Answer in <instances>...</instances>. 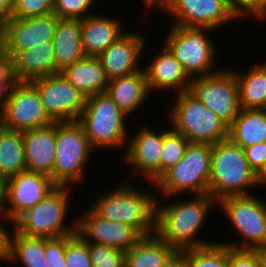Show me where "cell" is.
Segmentation results:
<instances>
[{"label": "cell", "instance_id": "6da1fadb", "mask_svg": "<svg viewBox=\"0 0 266 267\" xmlns=\"http://www.w3.org/2000/svg\"><path fill=\"white\" fill-rule=\"evenodd\" d=\"M176 197L179 196L160 198L157 195L155 234L176 252L214 243L202 239L199 234L205 228L203 226L206 224V219H209V214L218 207V202L209 194L193 195V197L191 195L187 200L186 197L175 200Z\"/></svg>", "mask_w": 266, "mask_h": 267}, {"label": "cell", "instance_id": "7a4b0ae2", "mask_svg": "<svg viewBox=\"0 0 266 267\" xmlns=\"http://www.w3.org/2000/svg\"><path fill=\"white\" fill-rule=\"evenodd\" d=\"M131 176L115 188L102 191L89 207L102 219L133 227L142 237L154 235L157 193L133 186Z\"/></svg>", "mask_w": 266, "mask_h": 267}, {"label": "cell", "instance_id": "3957f363", "mask_svg": "<svg viewBox=\"0 0 266 267\" xmlns=\"http://www.w3.org/2000/svg\"><path fill=\"white\" fill-rule=\"evenodd\" d=\"M257 190L255 171L242 147L229 139L212 145L208 194L217 202L227 196L250 195Z\"/></svg>", "mask_w": 266, "mask_h": 267}, {"label": "cell", "instance_id": "277c9868", "mask_svg": "<svg viewBox=\"0 0 266 267\" xmlns=\"http://www.w3.org/2000/svg\"><path fill=\"white\" fill-rule=\"evenodd\" d=\"M211 162L212 145L190 142L184 156L151 186L161 197L208 194Z\"/></svg>", "mask_w": 266, "mask_h": 267}, {"label": "cell", "instance_id": "5b68a950", "mask_svg": "<svg viewBox=\"0 0 266 267\" xmlns=\"http://www.w3.org/2000/svg\"><path fill=\"white\" fill-rule=\"evenodd\" d=\"M127 116L107 93L86 98L85 108L78 122L83 126L90 145L95 150H123L128 144ZM97 148V149H96Z\"/></svg>", "mask_w": 266, "mask_h": 267}, {"label": "cell", "instance_id": "8992f818", "mask_svg": "<svg viewBox=\"0 0 266 267\" xmlns=\"http://www.w3.org/2000/svg\"><path fill=\"white\" fill-rule=\"evenodd\" d=\"M73 188L75 187L57 186L43 200L21 214L12 223V227L29 237L55 238L75 234L76 218L67 222Z\"/></svg>", "mask_w": 266, "mask_h": 267}, {"label": "cell", "instance_id": "52a82bcc", "mask_svg": "<svg viewBox=\"0 0 266 267\" xmlns=\"http://www.w3.org/2000/svg\"><path fill=\"white\" fill-rule=\"evenodd\" d=\"M174 97L167 119L176 132L191 143L214 145L228 139L229 126L193 94L185 91Z\"/></svg>", "mask_w": 266, "mask_h": 267}, {"label": "cell", "instance_id": "ba28073f", "mask_svg": "<svg viewBox=\"0 0 266 267\" xmlns=\"http://www.w3.org/2000/svg\"><path fill=\"white\" fill-rule=\"evenodd\" d=\"M169 27L168 35H165L162 44L182 64L184 71L190 78L211 75L221 69V67L218 68L219 64L215 68L216 63H218L216 62L218 61L217 57L220 54L217 44L209 35L215 30L177 25H170Z\"/></svg>", "mask_w": 266, "mask_h": 267}, {"label": "cell", "instance_id": "9c48e42d", "mask_svg": "<svg viewBox=\"0 0 266 267\" xmlns=\"http://www.w3.org/2000/svg\"><path fill=\"white\" fill-rule=\"evenodd\" d=\"M94 151L78 121L56 122V157L52 181L57 186L80 185Z\"/></svg>", "mask_w": 266, "mask_h": 267}, {"label": "cell", "instance_id": "30bf717a", "mask_svg": "<svg viewBox=\"0 0 266 267\" xmlns=\"http://www.w3.org/2000/svg\"><path fill=\"white\" fill-rule=\"evenodd\" d=\"M256 195V196H255ZM227 196L218 201L220 213H224L234 232L242 241L224 244L237 249L258 250L266 246V203L257 194ZM223 211V212H222ZM233 241V242H232ZM240 242V243H239Z\"/></svg>", "mask_w": 266, "mask_h": 267}, {"label": "cell", "instance_id": "8fae6325", "mask_svg": "<svg viewBox=\"0 0 266 267\" xmlns=\"http://www.w3.org/2000/svg\"><path fill=\"white\" fill-rule=\"evenodd\" d=\"M189 92L228 126L242 109L238 81L229 68L222 67L214 74L191 78Z\"/></svg>", "mask_w": 266, "mask_h": 267}, {"label": "cell", "instance_id": "7c38bea8", "mask_svg": "<svg viewBox=\"0 0 266 267\" xmlns=\"http://www.w3.org/2000/svg\"><path fill=\"white\" fill-rule=\"evenodd\" d=\"M52 123L44 110L37 88L31 82H16L0 112V126L23 132Z\"/></svg>", "mask_w": 266, "mask_h": 267}, {"label": "cell", "instance_id": "4fadbf2b", "mask_svg": "<svg viewBox=\"0 0 266 267\" xmlns=\"http://www.w3.org/2000/svg\"><path fill=\"white\" fill-rule=\"evenodd\" d=\"M44 110L53 122L78 121L85 108L86 96L61 73L35 79Z\"/></svg>", "mask_w": 266, "mask_h": 267}, {"label": "cell", "instance_id": "5bb4252c", "mask_svg": "<svg viewBox=\"0 0 266 267\" xmlns=\"http://www.w3.org/2000/svg\"><path fill=\"white\" fill-rule=\"evenodd\" d=\"M142 126L139 131L129 135L121 162L130 166L128 169L136 170L146 179L145 183L148 181L147 184L150 185L161 177V147L164 134L171 128V124L159 131L146 124Z\"/></svg>", "mask_w": 266, "mask_h": 267}, {"label": "cell", "instance_id": "9a60e30c", "mask_svg": "<svg viewBox=\"0 0 266 267\" xmlns=\"http://www.w3.org/2000/svg\"><path fill=\"white\" fill-rule=\"evenodd\" d=\"M162 12L171 18L170 25L188 28L218 30L237 19L225 0H171Z\"/></svg>", "mask_w": 266, "mask_h": 267}, {"label": "cell", "instance_id": "2e32d148", "mask_svg": "<svg viewBox=\"0 0 266 267\" xmlns=\"http://www.w3.org/2000/svg\"><path fill=\"white\" fill-rule=\"evenodd\" d=\"M58 20L53 13L31 18H9L3 24L4 56L8 62L19 52L53 41Z\"/></svg>", "mask_w": 266, "mask_h": 267}, {"label": "cell", "instance_id": "e0dca14e", "mask_svg": "<svg viewBox=\"0 0 266 267\" xmlns=\"http://www.w3.org/2000/svg\"><path fill=\"white\" fill-rule=\"evenodd\" d=\"M86 209L76 218V233L85 242L106 245L126 252L142 238L133 227L102 219L90 207Z\"/></svg>", "mask_w": 266, "mask_h": 267}, {"label": "cell", "instance_id": "ac0fdd59", "mask_svg": "<svg viewBox=\"0 0 266 267\" xmlns=\"http://www.w3.org/2000/svg\"><path fill=\"white\" fill-rule=\"evenodd\" d=\"M140 33L127 29L98 56L108 80L143 70L142 55L145 54V50L148 51L146 44H148L149 38L146 39L147 37Z\"/></svg>", "mask_w": 266, "mask_h": 267}, {"label": "cell", "instance_id": "d6986e66", "mask_svg": "<svg viewBox=\"0 0 266 267\" xmlns=\"http://www.w3.org/2000/svg\"><path fill=\"white\" fill-rule=\"evenodd\" d=\"M56 187L52 178L28 170L8 178L6 216L13 223L21 214L34 207Z\"/></svg>", "mask_w": 266, "mask_h": 267}, {"label": "cell", "instance_id": "ffe728a7", "mask_svg": "<svg viewBox=\"0 0 266 267\" xmlns=\"http://www.w3.org/2000/svg\"><path fill=\"white\" fill-rule=\"evenodd\" d=\"M158 49L148 61V65H142L149 92L164 94L169 91L172 94L173 91L178 94L189 91L191 78L184 71L182 64L163 44Z\"/></svg>", "mask_w": 266, "mask_h": 267}, {"label": "cell", "instance_id": "44dd1931", "mask_svg": "<svg viewBox=\"0 0 266 267\" xmlns=\"http://www.w3.org/2000/svg\"><path fill=\"white\" fill-rule=\"evenodd\" d=\"M27 170L52 178L56 157V122L22 132Z\"/></svg>", "mask_w": 266, "mask_h": 267}, {"label": "cell", "instance_id": "7402d4cb", "mask_svg": "<svg viewBox=\"0 0 266 267\" xmlns=\"http://www.w3.org/2000/svg\"><path fill=\"white\" fill-rule=\"evenodd\" d=\"M118 18V19H117ZM120 17H109L95 11L94 15L82 19L81 40L85 56L98 57L110 44L122 36L124 21Z\"/></svg>", "mask_w": 266, "mask_h": 267}, {"label": "cell", "instance_id": "603a6c76", "mask_svg": "<svg viewBox=\"0 0 266 267\" xmlns=\"http://www.w3.org/2000/svg\"><path fill=\"white\" fill-rule=\"evenodd\" d=\"M106 93L127 116L133 118L134 112L154 96L149 92L144 70L109 80Z\"/></svg>", "mask_w": 266, "mask_h": 267}, {"label": "cell", "instance_id": "cb8c5ba5", "mask_svg": "<svg viewBox=\"0 0 266 267\" xmlns=\"http://www.w3.org/2000/svg\"><path fill=\"white\" fill-rule=\"evenodd\" d=\"M16 82H31L55 74V56L52 41L19 52L10 62Z\"/></svg>", "mask_w": 266, "mask_h": 267}, {"label": "cell", "instance_id": "d4e9b609", "mask_svg": "<svg viewBox=\"0 0 266 267\" xmlns=\"http://www.w3.org/2000/svg\"><path fill=\"white\" fill-rule=\"evenodd\" d=\"M81 25L80 19L59 18L52 41L55 74L85 57L81 40Z\"/></svg>", "mask_w": 266, "mask_h": 267}, {"label": "cell", "instance_id": "484cf974", "mask_svg": "<svg viewBox=\"0 0 266 267\" xmlns=\"http://www.w3.org/2000/svg\"><path fill=\"white\" fill-rule=\"evenodd\" d=\"M60 73L86 97L106 93L109 80L98 57L85 56Z\"/></svg>", "mask_w": 266, "mask_h": 267}, {"label": "cell", "instance_id": "4316f807", "mask_svg": "<svg viewBox=\"0 0 266 267\" xmlns=\"http://www.w3.org/2000/svg\"><path fill=\"white\" fill-rule=\"evenodd\" d=\"M228 139L246 148L266 142V109H244L228 128Z\"/></svg>", "mask_w": 266, "mask_h": 267}, {"label": "cell", "instance_id": "83f0119b", "mask_svg": "<svg viewBox=\"0 0 266 267\" xmlns=\"http://www.w3.org/2000/svg\"><path fill=\"white\" fill-rule=\"evenodd\" d=\"M176 253L156 234L144 236L125 252V267H163Z\"/></svg>", "mask_w": 266, "mask_h": 267}, {"label": "cell", "instance_id": "f1b7e54d", "mask_svg": "<svg viewBox=\"0 0 266 267\" xmlns=\"http://www.w3.org/2000/svg\"><path fill=\"white\" fill-rule=\"evenodd\" d=\"M247 71L235 70L240 106L244 109H266V61L252 64Z\"/></svg>", "mask_w": 266, "mask_h": 267}, {"label": "cell", "instance_id": "f546056e", "mask_svg": "<svg viewBox=\"0 0 266 267\" xmlns=\"http://www.w3.org/2000/svg\"><path fill=\"white\" fill-rule=\"evenodd\" d=\"M9 234L6 263L21 267H49L44 254V238L29 237L18 233L13 227Z\"/></svg>", "mask_w": 266, "mask_h": 267}, {"label": "cell", "instance_id": "4dcf8cb0", "mask_svg": "<svg viewBox=\"0 0 266 267\" xmlns=\"http://www.w3.org/2000/svg\"><path fill=\"white\" fill-rule=\"evenodd\" d=\"M27 170L22 132L0 126V175L6 179Z\"/></svg>", "mask_w": 266, "mask_h": 267}, {"label": "cell", "instance_id": "1f68e13d", "mask_svg": "<svg viewBox=\"0 0 266 267\" xmlns=\"http://www.w3.org/2000/svg\"><path fill=\"white\" fill-rule=\"evenodd\" d=\"M214 243L183 251L187 267H228V245Z\"/></svg>", "mask_w": 266, "mask_h": 267}, {"label": "cell", "instance_id": "d6a6232c", "mask_svg": "<svg viewBox=\"0 0 266 267\" xmlns=\"http://www.w3.org/2000/svg\"><path fill=\"white\" fill-rule=\"evenodd\" d=\"M189 140L172 127L164 134L161 147V176L185 154Z\"/></svg>", "mask_w": 266, "mask_h": 267}, {"label": "cell", "instance_id": "836d02e7", "mask_svg": "<svg viewBox=\"0 0 266 267\" xmlns=\"http://www.w3.org/2000/svg\"><path fill=\"white\" fill-rule=\"evenodd\" d=\"M92 267H125V252L110 246L87 242Z\"/></svg>", "mask_w": 266, "mask_h": 267}, {"label": "cell", "instance_id": "e575fe53", "mask_svg": "<svg viewBox=\"0 0 266 267\" xmlns=\"http://www.w3.org/2000/svg\"><path fill=\"white\" fill-rule=\"evenodd\" d=\"M65 262L67 267H92L87 242L77 233L65 235Z\"/></svg>", "mask_w": 266, "mask_h": 267}, {"label": "cell", "instance_id": "d590c367", "mask_svg": "<svg viewBox=\"0 0 266 267\" xmlns=\"http://www.w3.org/2000/svg\"><path fill=\"white\" fill-rule=\"evenodd\" d=\"M96 2L97 0H55L53 14L58 18L82 20L94 15L92 8Z\"/></svg>", "mask_w": 266, "mask_h": 267}, {"label": "cell", "instance_id": "8d00e7d4", "mask_svg": "<svg viewBox=\"0 0 266 267\" xmlns=\"http://www.w3.org/2000/svg\"><path fill=\"white\" fill-rule=\"evenodd\" d=\"M230 11L238 20L247 17L259 22L266 21V0H225Z\"/></svg>", "mask_w": 266, "mask_h": 267}, {"label": "cell", "instance_id": "74e56055", "mask_svg": "<svg viewBox=\"0 0 266 267\" xmlns=\"http://www.w3.org/2000/svg\"><path fill=\"white\" fill-rule=\"evenodd\" d=\"M55 0H14L11 18H31L53 13Z\"/></svg>", "mask_w": 266, "mask_h": 267}, {"label": "cell", "instance_id": "f35d334b", "mask_svg": "<svg viewBox=\"0 0 266 267\" xmlns=\"http://www.w3.org/2000/svg\"><path fill=\"white\" fill-rule=\"evenodd\" d=\"M44 254L49 267H67L65 262V235L44 238Z\"/></svg>", "mask_w": 266, "mask_h": 267}, {"label": "cell", "instance_id": "ab89813d", "mask_svg": "<svg viewBox=\"0 0 266 267\" xmlns=\"http://www.w3.org/2000/svg\"><path fill=\"white\" fill-rule=\"evenodd\" d=\"M228 267H262V263L257 250L228 246Z\"/></svg>", "mask_w": 266, "mask_h": 267}, {"label": "cell", "instance_id": "60d3db41", "mask_svg": "<svg viewBox=\"0 0 266 267\" xmlns=\"http://www.w3.org/2000/svg\"><path fill=\"white\" fill-rule=\"evenodd\" d=\"M243 150L250 167L256 172L266 161V142L248 146Z\"/></svg>", "mask_w": 266, "mask_h": 267}, {"label": "cell", "instance_id": "b9f144b4", "mask_svg": "<svg viewBox=\"0 0 266 267\" xmlns=\"http://www.w3.org/2000/svg\"><path fill=\"white\" fill-rule=\"evenodd\" d=\"M16 83L14 74L10 67H8L1 75H0V112L3 109L5 103L7 102L12 87Z\"/></svg>", "mask_w": 266, "mask_h": 267}, {"label": "cell", "instance_id": "7bdbcfd3", "mask_svg": "<svg viewBox=\"0 0 266 267\" xmlns=\"http://www.w3.org/2000/svg\"><path fill=\"white\" fill-rule=\"evenodd\" d=\"M7 222L10 223L9 226L12 227V223L9 220V218L6 216V214L0 213V261H2V263L3 262L5 263L7 259L9 234L11 231L8 228L9 226H7L8 225Z\"/></svg>", "mask_w": 266, "mask_h": 267}, {"label": "cell", "instance_id": "ee69618b", "mask_svg": "<svg viewBox=\"0 0 266 267\" xmlns=\"http://www.w3.org/2000/svg\"><path fill=\"white\" fill-rule=\"evenodd\" d=\"M14 0H0V23L4 24L12 16Z\"/></svg>", "mask_w": 266, "mask_h": 267}, {"label": "cell", "instance_id": "f6af8a7d", "mask_svg": "<svg viewBox=\"0 0 266 267\" xmlns=\"http://www.w3.org/2000/svg\"><path fill=\"white\" fill-rule=\"evenodd\" d=\"M144 3V8L145 11H148L150 9L151 10H155L156 11L158 9V11H163V9L170 3L171 0H142Z\"/></svg>", "mask_w": 266, "mask_h": 267}, {"label": "cell", "instance_id": "bcb514c9", "mask_svg": "<svg viewBox=\"0 0 266 267\" xmlns=\"http://www.w3.org/2000/svg\"><path fill=\"white\" fill-rule=\"evenodd\" d=\"M6 190H7V179L0 175V213L6 211Z\"/></svg>", "mask_w": 266, "mask_h": 267}, {"label": "cell", "instance_id": "7dc6e473", "mask_svg": "<svg viewBox=\"0 0 266 267\" xmlns=\"http://www.w3.org/2000/svg\"><path fill=\"white\" fill-rule=\"evenodd\" d=\"M256 186L259 189L266 188V161L255 172Z\"/></svg>", "mask_w": 266, "mask_h": 267}, {"label": "cell", "instance_id": "c3c4849f", "mask_svg": "<svg viewBox=\"0 0 266 267\" xmlns=\"http://www.w3.org/2000/svg\"><path fill=\"white\" fill-rule=\"evenodd\" d=\"M163 267H187L182 252H177Z\"/></svg>", "mask_w": 266, "mask_h": 267}, {"label": "cell", "instance_id": "681fc988", "mask_svg": "<svg viewBox=\"0 0 266 267\" xmlns=\"http://www.w3.org/2000/svg\"><path fill=\"white\" fill-rule=\"evenodd\" d=\"M9 67L8 59L2 55L0 56V75Z\"/></svg>", "mask_w": 266, "mask_h": 267}, {"label": "cell", "instance_id": "f907efd6", "mask_svg": "<svg viewBox=\"0 0 266 267\" xmlns=\"http://www.w3.org/2000/svg\"><path fill=\"white\" fill-rule=\"evenodd\" d=\"M257 251L261 259L262 267H266V246L259 248Z\"/></svg>", "mask_w": 266, "mask_h": 267}, {"label": "cell", "instance_id": "816d5d0a", "mask_svg": "<svg viewBox=\"0 0 266 267\" xmlns=\"http://www.w3.org/2000/svg\"><path fill=\"white\" fill-rule=\"evenodd\" d=\"M4 55L3 24L0 23V56Z\"/></svg>", "mask_w": 266, "mask_h": 267}]
</instances>
